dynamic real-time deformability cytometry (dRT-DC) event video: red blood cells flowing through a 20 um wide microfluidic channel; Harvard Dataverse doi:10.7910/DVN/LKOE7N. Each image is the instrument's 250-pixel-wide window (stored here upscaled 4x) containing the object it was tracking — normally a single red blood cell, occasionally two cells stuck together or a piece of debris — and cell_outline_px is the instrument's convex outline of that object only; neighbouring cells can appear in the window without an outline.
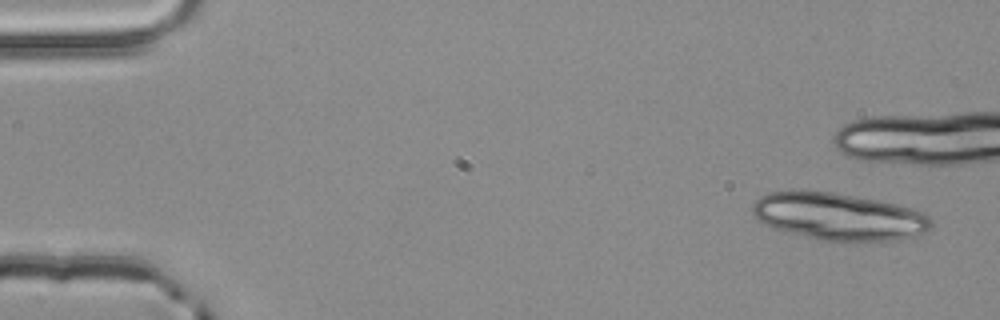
{"species": "common noctule bat (a hibernating species)", "species_latin": "Nyctalus noctula", "temperature_condition": "room temperature", "stored_images_in_passage": 3, "camera_frame_rate_fps": 3000, "um_per_image_px": 0.085, "animal": {"sex": "male", "body_mass_g": 20.4}, "frame": {"image": 1, "passage_image": 1, "time_ms": 0.0, "image_size_px": [1000, 320], "cell_outline_px": [[932, 224], [920, 236], [900, 240], [848, 244], [820, 240], [772, 228], [764, 224], [752, 212], [752, 204], [760, 196], [768, 192], [804, 188], [832, 192], [880, 200], [896, 204], [920, 212], [928, 216], [932, 220]], "centroid_in_image_um": [71.28, 18.42], "position_along_channel_um": 13.7, "area_um2": 50.63}}